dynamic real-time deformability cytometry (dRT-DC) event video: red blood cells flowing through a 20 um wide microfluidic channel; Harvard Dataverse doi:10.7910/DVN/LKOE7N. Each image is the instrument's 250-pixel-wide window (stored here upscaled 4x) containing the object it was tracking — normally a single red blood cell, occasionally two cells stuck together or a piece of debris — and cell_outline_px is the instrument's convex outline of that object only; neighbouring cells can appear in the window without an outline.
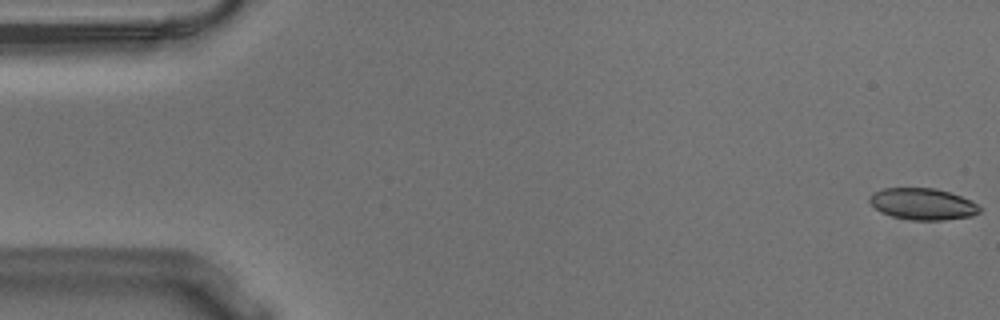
{"species": "Egyptian fruit bat (a non-hibernating species)", "species_latin": "Rousettus aegyptiacus", "temperature_condition": "warm", "stored_images_in_passage": 57, "camera_frame_rate_fps": 3000, "um_per_image_px": 0.085, "animal": {"sex": "male"}, "frame": {"image": 1, "passage_image": 1, "time_ms": 0.0, "image_size_px": [1000, 320], "cell_outline_px": [[980, 212], [972, 216], [944, 220], [912, 220], [892, 216], [880, 212], [868, 200], [872, 192], [884, 188], [936, 188], [972, 200], [980, 208]], "centroid_in_image_um": [78.42, 17.34], "position_along_channel_um": 6.6, "area_um2": 20.23}}
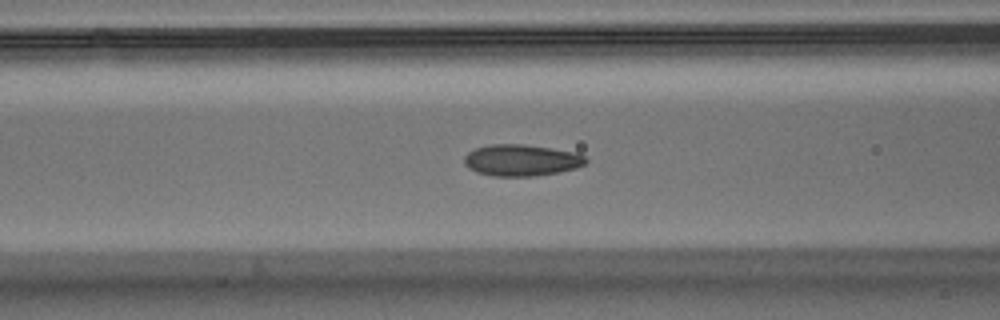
{"frame": {"image": 2, "passage_image": 22, "time_ms": 7.0, "image_size_px": [1000, 320], "cell_outline_px": [[588, 160], [584, 164], [576, 168], [560, 172], [536, 176], [492, 176], [476, 172], [468, 168], [464, 164], [464, 156], [468, 152], [476, 148], [488, 144], [524, 144], [552, 148], [576, 152], [584, 156]], "centroid_in_image_um": [44.31, 13.62], "position_along_channel_um": 122.3, "area_um2": 22.54}}
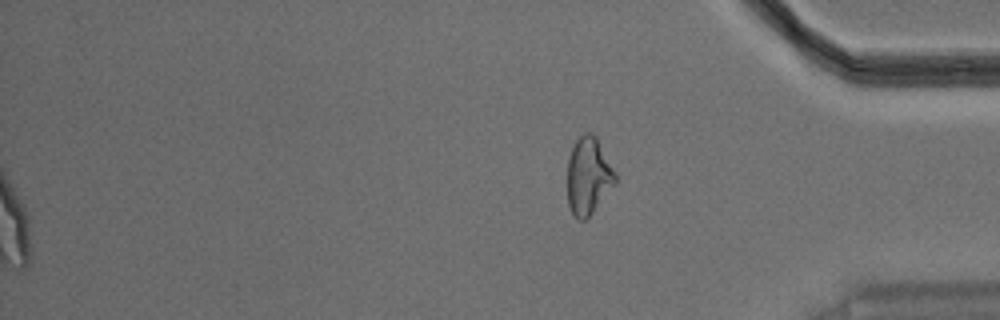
{"frame": {"image": 3, "passage_image": 57, "time_ms": 18.667, "image_size_px": [1000, 320], "cell_outline_px": [[616, 184], [592, 212], [584, 220], [580, 220], [572, 212], [568, 204], [568, 160], [572, 148], [576, 140], [584, 132], [588, 132], [596, 136], [616, 172]], "centroid_in_image_um": [50.03, 14.93], "position_along_channel_um": 385.2, "area_um2": 21.39}, "authors_computed_cell_mechanics": {"area_um2": 21.5016, "velocity_mm_per_s": 3.6154, "shape_relaxation_time_tau1_ms": 6.8089, "shape_relaxation_time_tau2_ms": 1.3896, "deformation_change_tau1": 0.1754, "deformation_change_tau2": 0.0617}}